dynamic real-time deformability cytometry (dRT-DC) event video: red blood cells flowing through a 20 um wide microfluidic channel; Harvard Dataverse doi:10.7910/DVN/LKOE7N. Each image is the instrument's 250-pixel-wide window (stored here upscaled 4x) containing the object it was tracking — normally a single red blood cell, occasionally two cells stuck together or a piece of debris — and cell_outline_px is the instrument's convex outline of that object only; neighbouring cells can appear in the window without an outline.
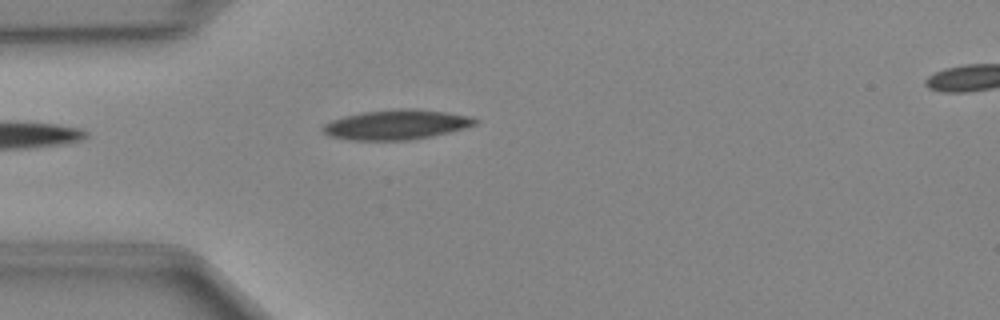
{"species": "Egyptian fruit bat (a non-hibernating species)", "species_latin": "Rousettus aegyptiacus", "temperature_condition": "cold", "stored_images_in_passage": 22, "camera_frame_rate_fps": 3000, "um_per_image_px": 0.085, "animal": {"sex": "female"}, "frame": {"image": 1, "passage_image": 1, "time_ms": 0.0, "image_size_px": [1000, 320], "cell_outline_px": [[480, 120], [476, 124], [464, 128], [432, 136], [408, 140], [348, 140], [328, 136], [320, 128], [324, 124], [332, 120], [344, 116], [360, 112], [400, 108], [412, 108], [444, 112], [472, 116]], "centroid_in_image_um": [33.67, 10.59], "position_along_channel_um": 51.3, "area_um2": 26.59}}
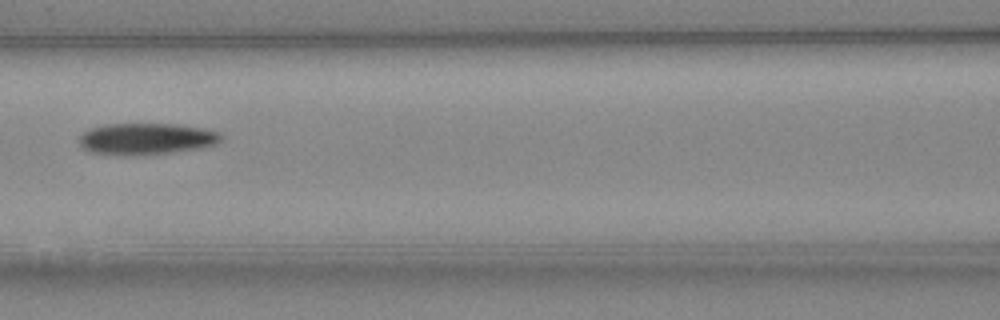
{"frame": {"image": 2, "passage_image": 9, "time_ms": 2.667, "image_size_px": [1000, 320], "cell_outline_px": [[224, 140], [216, 144], [200, 148], [168, 152], [92, 152], [80, 148], [80, 136], [88, 128], [104, 124], [180, 124], [204, 128], [220, 132], [224, 136]], "centroid_in_image_um": [12.53, 11.73], "position_along_channel_um": 154.1, "area_um2": 25.2}}
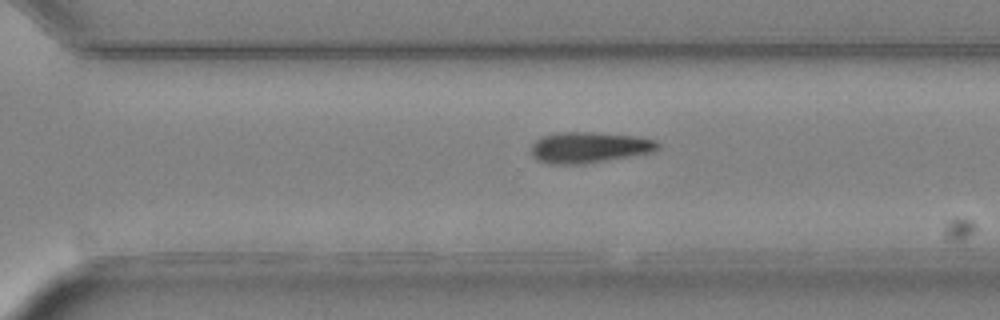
{"frame": {"image": 3, "passage_image": 18, "time_ms": 5.667, "image_size_px": [1000, 320], "cell_outline_px": [[660, 148], [656, 152], [584, 164], [548, 164], [536, 160], [532, 156], [532, 144], [540, 136], [560, 132], [592, 132], [636, 136], [656, 140], [660, 144]], "centroid_in_image_um": [50.1, 12.53], "position_along_channel_um": 320.5, "area_um2": 23.18}}